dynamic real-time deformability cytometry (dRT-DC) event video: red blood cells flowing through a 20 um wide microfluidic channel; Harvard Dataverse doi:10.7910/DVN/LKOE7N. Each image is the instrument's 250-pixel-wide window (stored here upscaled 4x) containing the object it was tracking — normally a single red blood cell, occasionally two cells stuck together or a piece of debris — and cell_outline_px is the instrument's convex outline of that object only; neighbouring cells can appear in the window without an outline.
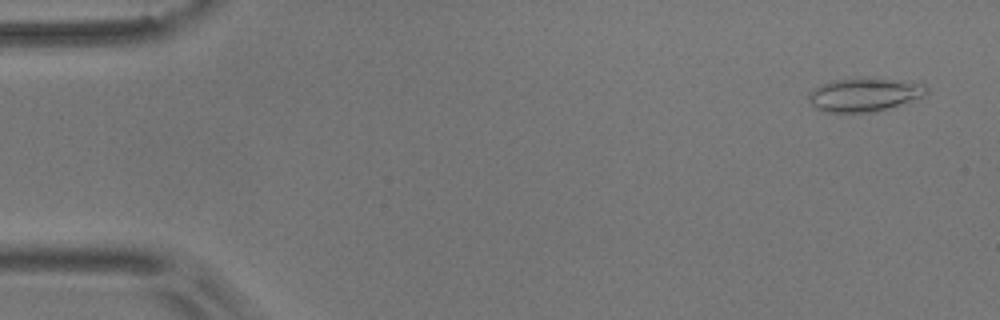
{"species": "common noctule bat (a hibernating species)", "species_latin": "Nyctalus noctula", "temperature_condition": "room temperature", "stored_images_in_passage": 55, "camera_frame_rate_fps": 3000, "um_per_image_px": 0.085, "animal": {"sex": "male", "body_mass_g": 17.9}, "frame": {"image": 1, "passage_image": 3, "time_ms": 0.667, "image_size_px": [1000, 320], "cell_outline_px": [[928, 92], [924, 96], [876, 112], [824, 112], [816, 108], [808, 100], [808, 92], [820, 84], [832, 80], [920, 80], [928, 88]], "centroid_in_image_um": [73.49, 8.06], "position_along_channel_um": 11.5, "area_um2": 22.77}}
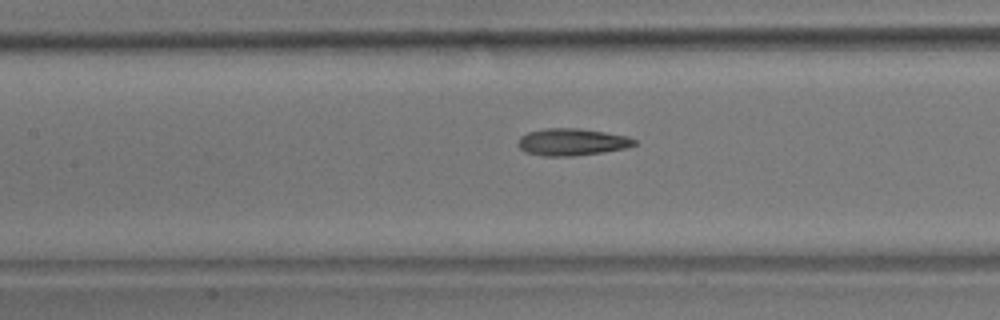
{"frame": {"image": 2, "passage_image": 25, "time_ms": 8.0, "image_size_px": [1000, 320], "cell_outline_px": [[636, 144], [624, 148], [604, 152], [572, 156], [544, 156], [524, 152], [516, 144], [520, 136], [528, 132], [544, 128], [576, 128], [604, 132], [628, 136], [636, 140]], "centroid_in_image_um": [48.57, 12.07], "position_along_channel_um": 158.8, "area_um2": 18.38}}
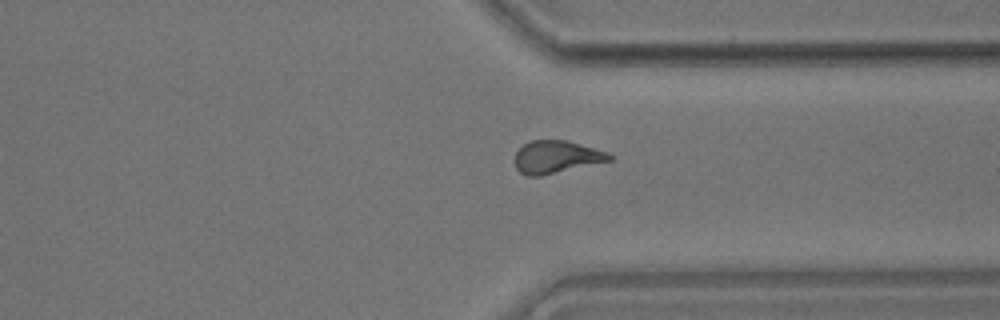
{"frame": {"image": 3, "passage_image": 42, "time_ms": 13.667, "image_size_px": [1000, 320], "cell_outline_px": [[612, 160], [540, 176], [528, 176], [520, 172], [516, 168], [516, 152], [524, 144], [532, 140], [568, 140], [608, 152], [612, 156]], "centroid_in_image_um": [47.3, 13.33], "position_along_channel_um": 364.1, "area_um2": 17.8}, "authors_computed_cell_mechanics": {"area_um2": 18.2648, "velocity_mm_per_s": 3.6349, "shape_relaxation_time_tau1_ms": null, "shape_relaxation_time_tau2_ms": 3.1862, "deformation_change_tau1": null, "deformation_change_tau2": 0.1218}}